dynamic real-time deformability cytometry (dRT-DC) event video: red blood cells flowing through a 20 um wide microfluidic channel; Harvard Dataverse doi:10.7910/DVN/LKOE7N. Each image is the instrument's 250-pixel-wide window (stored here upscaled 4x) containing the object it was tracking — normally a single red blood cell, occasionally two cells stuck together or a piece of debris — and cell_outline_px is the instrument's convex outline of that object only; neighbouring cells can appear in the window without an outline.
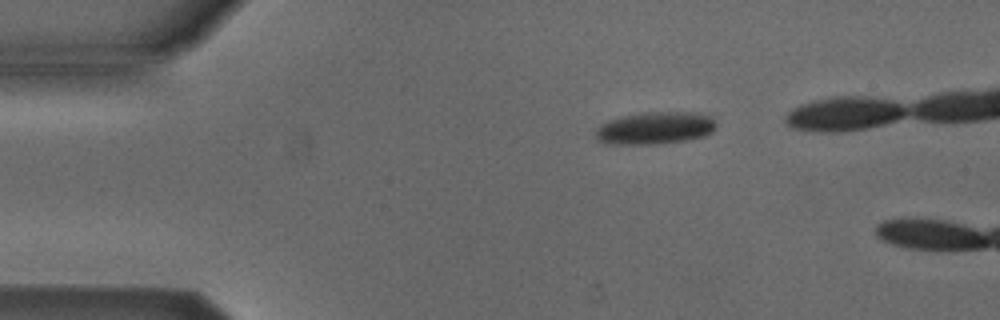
{"species": "Egyptian fruit bat (a non-hibernating species)", "species_latin": "Rousettus aegyptiacus", "temperature_condition": "cold", "stored_images_in_passage": 7, "camera_frame_rate_fps": 3000, "um_per_image_px": 0.085, "animal": {"sex": "male"}, "frame": {"image": 1, "passage_image": 1, "time_ms": 0.0, "image_size_px": [1000, 320], "cell_outline_px": [[716, 128], [712, 132], [704, 136], [688, 140], [660, 144], [608, 144], [596, 140], [596, 128], [600, 124], [608, 120], [624, 116], [644, 112], [696, 112], [712, 116], [716, 124]], "centroid_in_image_um": [55.7, 10.89], "position_along_channel_um": 29.3, "area_um2": 23.06}}